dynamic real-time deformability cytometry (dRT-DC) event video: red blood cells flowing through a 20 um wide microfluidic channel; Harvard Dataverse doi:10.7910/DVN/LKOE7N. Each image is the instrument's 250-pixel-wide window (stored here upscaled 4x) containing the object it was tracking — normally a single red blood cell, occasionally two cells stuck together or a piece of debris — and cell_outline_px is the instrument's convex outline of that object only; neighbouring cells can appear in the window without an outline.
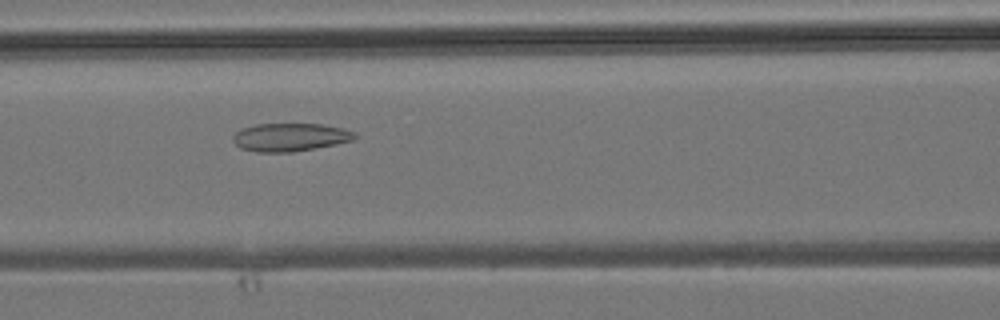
{"species": "common noctule bat (a hibernating species)", "species_latin": "Nyctalus noctula", "temperature_condition": "room temperature", "stored_images_in_passage": 45, "camera_frame_rate_fps": 3000, "um_per_image_px": 0.085, "animal": {"sex": "male", "body_mass_g": 19.2, "forearm_length_mm": 51.8}, "frame": {"image": 1, "passage_image": 19, "time_ms": 6.0, "image_size_px": [1000, 320], "cell_outline_px": [[360, 136], [352, 140], [292, 152], [256, 152], [240, 148], [232, 140], [232, 136], [240, 128], [256, 124], [324, 124], [344, 128], [356, 132]], "centroid_in_image_um": [24.65, 11.65], "position_along_channel_um": 142.0, "area_um2": 20.0}}
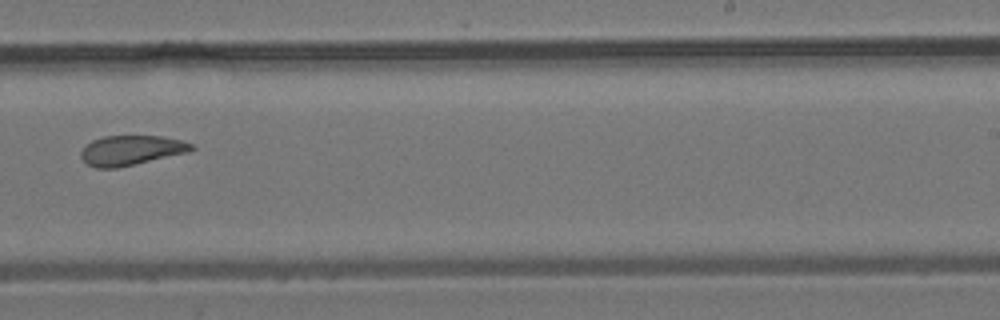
{"frame": {"image": 2, "passage_image": 28, "time_ms": 9.0, "image_size_px": [1000, 320], "cell_outline_px": [[196, 148], [188, 152], [116, 168], [96, 168], [88, 164], [80, 156], [80, 152], [92, 140], [104, 136], [160, 136], [180, 140], [192, 144]], "centroid_in_image_um": [11.14, 12.77], "position_along_channel_um": 277.9, "area_um2": 18.9}}
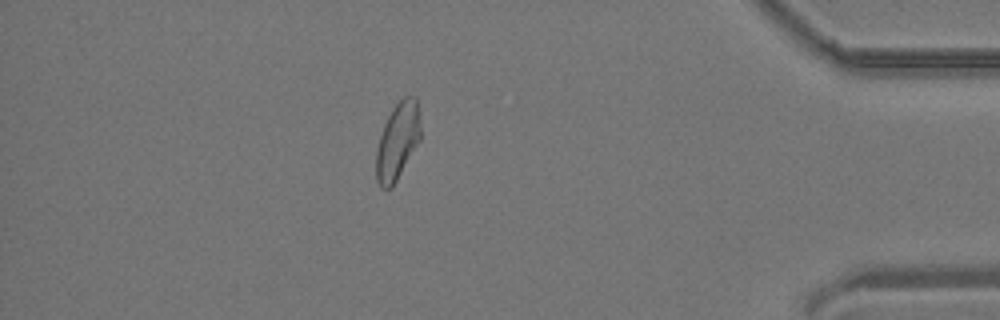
{"frame": {"image": 3, "passage_image": 39, "time_ms": 12.667, "image_size_px": [1000, 320], "cell_outline_px": [[420, 140], [392, 188], [380, 188], [376, 180], [376, 148], [384, 124], [392, 108], [404, 96], [416, 96], [420, 112]], "centroid_in_image_um": [33.8, 11.99], "position_along_channel_um": 401.4, "area_um2": 20.06}}